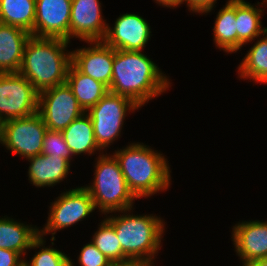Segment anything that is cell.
Here are the masks:
<instances>
[{
  "mask_svg": "<svg viewBox=\"0 0 267 266\" xmlns=\"http://www.w3.org/2000/svg\"><path fill=\"white\" fill-rule=\"evenodd\" d=\"M232 239L243 265L256 259L267 258V221H244L235 224Z\"/></svg>",
  "mask_w": 267,
  "mask_h": 266,
  "instance_id": "obj_15",
  "label": "cell"
},
{
  "mask_svg": "<svg viewBox=\"0 0 267 266\" xmlns=\"http://www.w3.org/2000/svg\"><path fill=\"white\" fill-rule=\"evenodd\" d=\"M214 42L226 53L237 52L236 0H228L216 15Z\"/></svg>",
  "mask_w": 267,
  "mask_h": 266,
  "instance_id": "obj_22",
  "label": "cell"
},
{
  "mask_svg": "<svg viewBox=\"0 0 267 266\" xmlns=\"http://www.w3.org/2000/svg\"><path fill=\"white\" fill-rule=\"evenodd\" d=\"M49 208L47 223L44 229L39 230V235L51 233V241L55 240L54 235L57 230L82 221L81 219L86 218L95 210L93 200L84 186L61 193Z\"/></svg>",
  "mask_w": 267,
  "mask_h": 266,
  "instance_id": "obj_10",
  "label": "cell"
},
{
  "mask_svg": "<svg viewBox=\"0 0 267 266\" xmlns=\"http://www.w3.org/2000/svg\"><path fill=\"white\" fill-rule=\"evenodd\" d=\"M1 131H2V122L0 121V143H1Z\"/></svg>",
  "mask_w": 267,
  "mask_h": 266,
  "instance_id": "obj_34",
  "label": "cell"
},
{
  "mask_svg": "<svg viewBox=\"0 0 267 266\" xmlns=\"http://www.w3.org/2000/svg\"><path fill=\"white\" fill-rule=\"evenodd\" d=\"M130 210L118 211L125 214L110 215L106 220L114 227L122 252L131 261L152 262L161 248L165 223L157 216L127 214Z\"/></svg>",
  "mask_w": 267,
  "mask_h": 266,
  "instance_id": "obj_4",
  "label": "cell"
},
{
  "mask_svg": "<svg viewBox=\"0 0 267 266\" xmlns=\"http://www.w3.org/2000/svg\"><path fill=\"white\" fill-rule=\"evenodd\" d=\"M263 38L257 40L238 67L241 78L267 84V30ZM240 72V73H239Z\"/></svg>",
  "mask_w": 267,
  "mask_h": 266,
  "instance_id": "obj_24",
  "label": "cell"
},
{
  "mask_svg": "<svg viewBox=\"0 0 267 266\" xmlns=\"http://www.w3.org/2000/svg\"><path fill=\"white\" fill-rule=\"evenodd\" d=\"M56 157H63L69 162L73 158V154L68 148L61 131L47 130L44 135L42 153Z\"/></svg>",
  "mask_w": 267,
  "mask_h": 266,
  "instance_id": "obj_27",
  "label": "cell"
},
{
  "mask_svg": "<svg viewBox=\"0 0 267 266\" xmlns=\"http://www.w3.org/2000/svg\"><path fill=\"white\" fill-rule=\"evenodd\" d=\"M87 43H90L91 46L71 51L72 64L84 75L90 76L110 88L114 48L106 45L103 41H87Z\"/></svg>",
  "mask_w": 267,
  "mask_h": 266,
  "instance_id": "obj_13",
  "label": "cell"
},
{
  "mask_svg": "<svg viewBox=\"0 0 267 266\" xmlns=\"http://www.w3.org/2000/svg\"><path fill=\"white\" fill-rule=\"evenodd\" d=\"M156 3H158L159 5L162 4V6H166V7H177L178 5L183 3V0H155Z\"/></svg>",
  "mask_w": 267,
  "mask_h": 266,
  "instance_id": "obj_32",
  "label": "cell"
},
{
  "mask_svg": "<svg viewBox=\"0 0 267 266\" xmlns=\"http://www.w3.org/2000/svg\"><path fill=\"white\" fill-rule=\"evenodd\" d=\"M72 0H36L32 36L70 41Z\"/></svg>",
  "mask_w": 267,
  "mask_h": 266,
  "instance_id": "obj_11",
  "label": "cell"
},
{
  "mask_svg": "<svg viewBox=\"0 0 267 266\" xmlns=\"http://www.w3.org/2000/svg\"><path fill=\"white\" fill-rule=\"evenodd\" d=\"M138 108L140 106L130 98L109 91L87 111L93 124L96 143L102 149V153L103 149H107L106 147L121 134L127 111L133 112Z\"/></svg>",
  "mask_w": 267,
  "mask_h": 266,
  "instance_id": "obj_6",
  "label": "cell"
},
{
  "mask_svg": "<svg viewBox=\"0 0 267 266\" xmlns=\"http://www.w3.org/2000/svg\"><path fill=\"white\" fill-rule=\"evenodd\" d=\"M263 10L244 0H236L237 51L261 36L267 27L261 25Z\"/></svg>",
  "mask_w": 267,
  "mask_h": 266,
  "instance_id": "obj_21",
  "label": "cell"
},
{
  "mask_svg": "<svg viewBox=\"0 0 267 266\" xmlns=\"http://www.w3.org/2000/svg\"><path fill=\"white\" fill-rule=\"evenodd\" d=\"M113 155L136 198L149 197L169 187L171 171L163 154L137 142L115 150Z\"/></svg>",
  "mask_w": 267,
  "mask_h": 266,
  "instance_id": "obj_3",
  "label": "cell"
},
{
  "mask_svg": "<svg viewBox=\"0 0 267 266\" xmlns=\"http://www.w3.org/2000/svg\"><path fill=\"white\" fill-rule=\"evenodd\" d=\"M66 83L85 112L109 92L106 85L84 75L73 64L69 67Z\"/></svg>",
  "mask_w": 267,
  "mask_h": 266,
  "instance_id": "obj_18",
  "label": "cell"
},
{
  "mask_svg": "<svg viewBox=\"0 0 267 266\" xmlns=\"http://www.w3.org/2000/svg\"><path fill=\"white\" fill-rule=\"evenodd\" d=\"M243 266H267V258L256 259V260L247 262Z\"/></svg>",
  "mask_w": 267,
  "mask_h": 266,
  "instance_id": "obj_33",
  "label": "cell"
},
{
  "mask_svg": "<svg viewBox=\"0 0 267 266\" xmlns=\"http://www.w3.org/2000/svg\"><path fill=\"white\" fill-rule=\"evenodd\" d=\"M30 36L20 27L0 23V74L19 72Z\"/></svg>",
  "mask_w": 267,
  "mask_h": 266,
  "instance_id": "obj_16",
  "label": "cell"
},
{
  "mask_svg": "<svg viewBox=\"0 0 267 266\" xmlns=\"http://www.w3.org/2000/svg\"><path fill=\"white\" fill-rule=\"evenodd\" d=\"M30 162L28 176L36 187H52L65 179L70 162L63 157L40 154L27 158Z\"/></svg>",
  "mask_w": 267,
  "mask_h": 266,
  "instance_id": "obj_17",
  "label": "cell"
},
{
  "mask_svg": "<svg viewBox=\"0 0 267 266\" xmlns=\"http://www.w3.org/2000/svg\"><path fill=\"white\" fill-rule=\"evenodd\" d=\"M91 242L110 260L112 264L131 261L122 252L114 227L106 219L99 225Z\"/></svg>",
  "mask_w": 267,
  "mask_h": 266,
  "instance_id": "obj_25",
  "label": "cell"
},
{
  "mask_svg": "<svg viewBox=\"0 0 267 266\" xmlns=\"http://www.w3.org/2000/svg\"><path fill=\"white\" fill-rule=\"evenodd\" d=\"M24 260L15 251L0 248V266H23Z\"/></svg>",
  "mask_w": 267,
  "mask_h": 266,
  "instance_id": "obj_29",
  "label": "cell"
},
{
  "mask_svg": "<svg viewBox=\"0 0 267 266\" xmlns=\"http://www.w3.org/2000/svg\"><path fill=\"white\" fill-rule=\"evenodd\" d=\"M154 262L150 261H128L125 263L113 264V266H153Z\"/></svg>",
  "mask_w": 267,
  "mask_h": 266,
  "instance_id": "obj_31",
  "label": "cell"
},
{
  "mask_svg": "<svg viewBox=\"0 0 267 266\" xmlns=\"http://www.w3.org/2000/svg\"><path fill=\"white\" fill-rule=\"evenodd\" d=\"M43 236H38L31 244L30 249L42 247L32 257L30 262L24 260V266H74L70 257L64 252L54 249L52 247H45Z\"/></svg>",
  "mask_w": 267,
  "mask_h": 266,
  "instance_id": "obj_26",
  "label": "cell"
},
{
  "mask_svg": "<svg viewBox=\"0 0 267 266\" xmlns=\"http://www.w3.org/2000/svg\"><path fill=\"white\" fill-rule=\"evenodd\" d=\"M38 236L39 228L36 226L25 225L10 217H0V248L26 255V250H30Z\"/></svg>",
  "mask_w": 267,
  "mask_h": 266,
  "instance_id": "obj_19",
  "label": "cell"
},
{
  "mask_svg": "<svg viewBox=\"0 0 267 266\" xmlns=\"http://www.w3.org/2000/svg\"><path fill=\"white\" fill-rule=\"evenodd\" d=\"M150 29L144 18L126 13L116 19L114 27L108 24L102 41L115 50L142 51L151 36Z\"/></svg>",
  "mask_w": 267,
  "mask_h": 266,
  "instance_id": "obj_12",
  "label": "cell"
},
{
  "mask_svg": "<svg viewBox=\"0 0 267 266\" xmlns=\"http://www.w3.org/2000/svg\"><path fill=\"white\" fill-rule=\"evenodd\" d=\"M61 133L73 156L81 153H89L91 155L96 150L101 151L96 143L93 124L87 112L76 118Z\"/></svg>",
  "mask_w": 267,
  "mask_h": 266,
  "instance_id": "obj_20",
  "label": "cell"
},
{
  "mask_svg": "<svg viewBox=\"0 0 267 266\" xmlns=\"http://www.w3.org/2000/svg\"><path fill=\"white\" fill-rule=\"evenodd\" d=\"M47 127L38 112L2 123L1 144L13 154L30 158L42 153Z\"/></svg>",
  "mask_w": 267,
  "mask_h": 266,
  "instance_id": "obj_8",
  "label": "cell"
},
{
  "mask_svg": "<svg viewBox=\"0 0 267 266\" xmlns=\"http://www.w3.org/2000/svg\"><path fill=\"white\" fill-rule=\"evenodd\" d=\"M36 0H0V23L34 30Z\"/></svg>",
  "mask_w": 267,
  "mask_h": 266,
  "instance_id": "obj_23",
  "label": "cell"
},
{
  "mask_svg": "<svg viewBox=\"0 0 267 266\" xmlns=\"http://www.w3.org/2000/svg\"><path fill=\"white\" fill-rule=\"evenodd\" d=\"M183 2H187L190 11L204 14L213 10L216 0H183Z\"/></svg>",
  "mask_w": 267,
  "mask_h": 266,
  "instance_id": "obj_30",
  "label": "cell"
},
{
  "mask_svg": "<svg viewBox=\"0 0 267 266\" xmlns=\"http://www.w3.org/2000/svg\"><path fill=\"white\" fill-rule=\"evenodd\" d=\"M99 0H72L70 18V39L102 41L108 23L103 20Z\"/></svg>",
  "mask_w": 267,
  "mask_h": 266,
  "instance_id": "obj_14",
  "label": "cell"
},
{
  "mask_svg": "<svg viewBox=\"0 0 267 266\" xmlns=\"http://www.w3.org/2000/svg\"><path fill=\"white\" fill-rule=\"evenodd\" d=\"M83 113L66 82L39 92L38 114L48 130L62 131Z\"/></svg>",
  "mask_w": 267,
  "mask_h": 266,
  "instance_id": "obj_9",
  "label": "cell"
},
{
  "mask_svg": "<svg viewBox=\"0 0 267 266\" xmlns=\"http://www.w3.org/2000/svg\"><path fill=\"white\" fill-rule=\"evenodd\" d=\"M169 85L168 77L141 51L114 49L110 92L126 96L141 107Z\"/></svg>",
  "mask_w": 267,
  "mask_h": 266,
  "instance_id": "obj_1",
  "label": "cell"
},
{
  "mask_svg": "<svg viewBox=\"0 0 267 266\" xmlns=\"http://www.w3.org/2000/svg\"><path fill=\"white\" fill-rule=\"evenodd\" d=\"M39 92L19 72L0 74V121L38 112Z\"/></svg>",
  "mask_w": 267,
  "mask_h": 266,
  "instance_id": "obj_7",
  "label": "cell"
},
{
  "mask_svg": "<svg viewBox=\"0 0 267 266\" xmlns=\"http://www.w3.org/2000/svg\"><path fill=\"white\" fill-rule=\"evenodd\" d=\"M92 185L84 186L89 192L95 209L106 215L112 212L132 209L137 199L129 190L118 160L114 155H99L94 166Z\"/></svg>",
  "mask_w": 267,
  "mask_h": 266,
  "instance_id": "obj_5",
  "label": "cell"
},
{
  "mask_svg": "<svg viewBox=\"0 0 267 266\" xmlns=\"http://www.w3.org/2000/svg\"><path fill=\"white\" fill-rule=\"evenodd\" d=\"M70 41L59 38L30 36L25 46L19 73L38 91L66 82L72 52L66 48Z\"/></svg>",
  "mask_w": 267,
  "mask_h": 266,
  "instance_id": "obj_2",
  "label": "cell"
},
{
  "mask_svg": "<svg viewBox=\"0 0 267 266\" xmlns=\"http://www.w3.org/2000/svg\"><path fill=\"white\" fill-rule=\"evenodd\" d=\"M78 262L81 266H113L110 260L92 242L84 245Z\"/></svg>",
  "mask_w": 267,
  "mask_h": 266,
  "instance_id": "obj_28",
  "label": "cell"
}]
</instances>
